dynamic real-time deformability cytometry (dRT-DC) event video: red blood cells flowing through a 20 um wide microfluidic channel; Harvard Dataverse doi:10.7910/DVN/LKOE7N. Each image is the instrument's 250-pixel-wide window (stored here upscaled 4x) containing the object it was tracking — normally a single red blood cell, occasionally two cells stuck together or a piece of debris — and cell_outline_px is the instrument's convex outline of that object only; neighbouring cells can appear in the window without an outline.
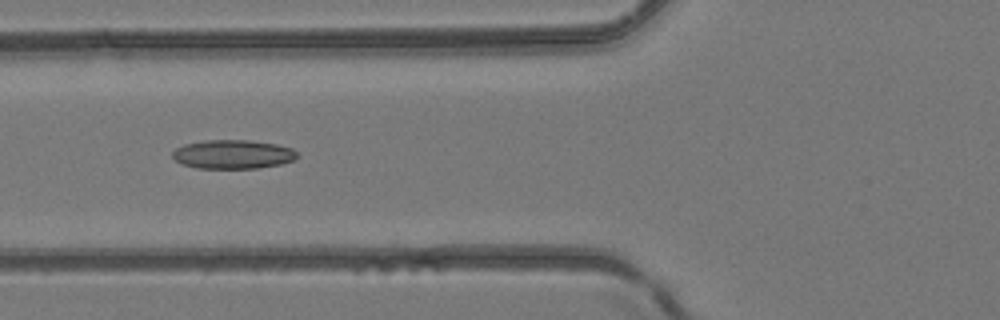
{"species": "common noctule bat (a hibernating species)", "species_latin": "Nyctalus noctula", "temperature_condition": "room temperature", "stored_images_in_passage": 7, "camera_frame_rate_fps": 3000, "um_per_image_px": 0.085, "animal": {"sex": "female", "body_mass_g": 24.6, "forearm_length_mm": 56.2}, "frame": {"image": 1, "passage_image": 6, "time_ms": 5.667, "image_size_px": [1000, 320], "cell_outline_px": [[300, 156], [292, 160], [280, 164], [260, 168], [196, 168], [180, 164], [172, 156], [172, 152], [176, 148], [184, 144], [204, 140], [248, 140], [276, 144], [292, 148]], "centroid_in_image_um": [19.78, 13.11], "position_along_channel_um": 106.0, "area_um2": 21.1}}
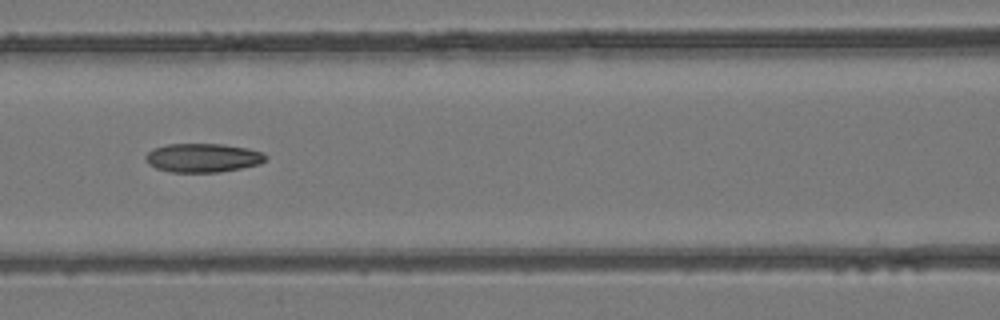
{"frame": {"image": 2, "passage_image": 7, "time_ms": 6.667, "image_size_px": [1000, 320], "cell_outline_px": [[268, 156], [260, 164], [220, 172], [172, 172], [156, 168], [148, 164], [144, 156], [152, 148], [168, 144], [224, 144], [248, 148], [260, 152]], "centroid_in_image_um": [17.22, 13.41], "position_along_channel_um": 149.4, "area_um2": 20.17}}